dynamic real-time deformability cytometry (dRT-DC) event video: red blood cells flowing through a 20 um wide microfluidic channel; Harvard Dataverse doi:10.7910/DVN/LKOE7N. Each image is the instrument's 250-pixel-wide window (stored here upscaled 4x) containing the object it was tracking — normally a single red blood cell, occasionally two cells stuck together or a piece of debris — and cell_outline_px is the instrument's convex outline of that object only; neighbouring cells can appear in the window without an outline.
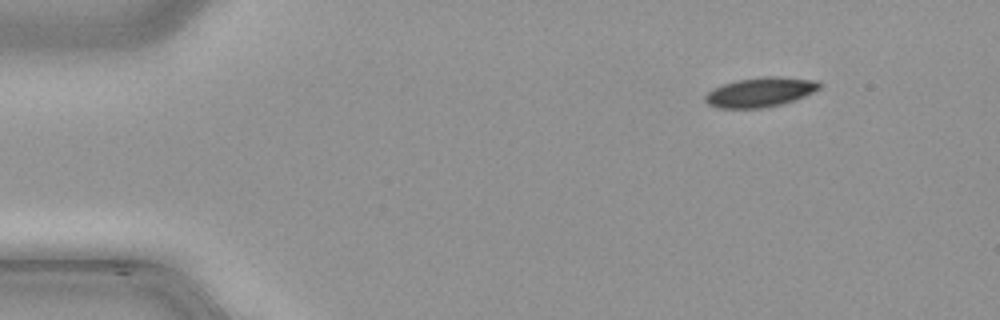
{"species": "common noctule bat (a hibernating species)", "species_latin": "Nyctalus noctula", "temperature_condition": "cold", "stored_images_in_passage": 11, "camera_frame_rate_fps": 3000, "um_per_image_px": 0.085, "animal": {"sex": "male", "body_mass_g": 21.5, "forearm_length_mm": 52.0}, "frame": {"image": 1, "passage_image": 1, "time_ms": 0.0, "image_size_px": [1000, 320], "cell_outline_px": [[820, 88], [804, 96], [780, 104], [760, 108], [716, 108], [708, 104], [704, 100], [704, 96], [708, 92], [724, 84], [736, 80], [768, 76], [776, 76], [816, 80], [820, 84]], "centroid_in_image_um": [64.59, 7.83], "position_along_channel_um": 20.4, "area_um2": 19.36}}